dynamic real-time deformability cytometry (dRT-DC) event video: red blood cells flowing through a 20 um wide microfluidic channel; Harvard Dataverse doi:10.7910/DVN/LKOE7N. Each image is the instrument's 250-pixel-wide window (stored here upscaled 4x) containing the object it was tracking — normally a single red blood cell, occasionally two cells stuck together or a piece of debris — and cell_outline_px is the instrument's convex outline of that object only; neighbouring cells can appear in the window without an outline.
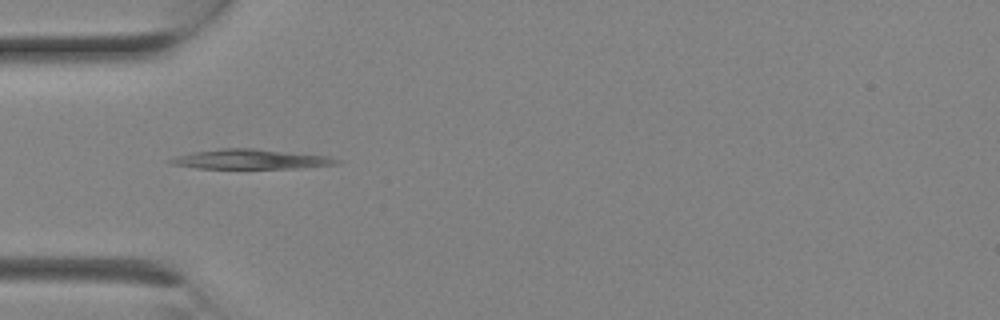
{"species": "Egyptian fruit bat (a non-hibernating species)", "species_latin": "Rousettus aegyptiacus", "temperature_condition": "room temperature", "stored_images_in_passage": 2, "camera_frame_rate_fps": 3000, "um_per_image_px": 0.085, "animal": {"sex": "female"}, "frame": {"image": 1, "passage_image": 2, "time_ms": 0.333, "image_size_px": [1000, 320], "cell_outline_px": [[344, 160], [336, 164], [300, 168], [196, 168], [172, 164], [168, 160], [176, 156], [192, 152], [220, 148], [252, 148], [328, 156]], "centroid_in_image_um": [21.32, 13.53], "position_along_channel_um": 63.7, "area_um2": 19.02}}